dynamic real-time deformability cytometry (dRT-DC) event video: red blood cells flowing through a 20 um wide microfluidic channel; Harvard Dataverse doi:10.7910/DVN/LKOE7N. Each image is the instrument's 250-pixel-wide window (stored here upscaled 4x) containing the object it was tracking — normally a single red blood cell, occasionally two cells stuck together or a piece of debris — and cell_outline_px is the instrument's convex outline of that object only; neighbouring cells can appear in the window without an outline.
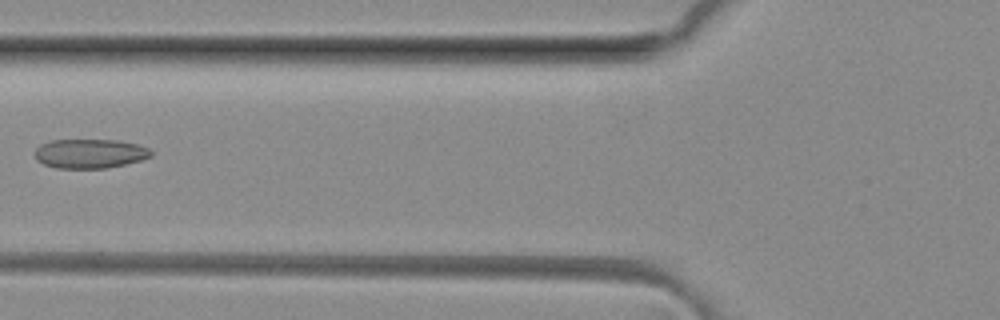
{"species": "common noctule bat (a hibernating species)", "species_latin": "Nyctalus noctula", "temperature_condition": "room temperature", "stored_images_in_passage": 3, "camera_frame_rate_fps": 3000, "um_per_image_px": 0.085, "animal": {"sex": "female", "body_mass_g": 29.2, "forearm_length_mm": 56.3}, "frame": {"image": 1, "passage_image": 3, "time_ms": 0.667, "image_size_px": [1000, 320], "cell_outline_px": [[152, 156], [140, 160], [108, 168], [56, 168], [44, 164], [36, 160], [36, 148], [40, 144], [48, 140], [116, 140], [136, 144], [148, 148], [152, 152]], "centroid_in_image_um": [7.61, 13.05], "position_along_channel_um": 118.2, "area_um2": 19.77}}